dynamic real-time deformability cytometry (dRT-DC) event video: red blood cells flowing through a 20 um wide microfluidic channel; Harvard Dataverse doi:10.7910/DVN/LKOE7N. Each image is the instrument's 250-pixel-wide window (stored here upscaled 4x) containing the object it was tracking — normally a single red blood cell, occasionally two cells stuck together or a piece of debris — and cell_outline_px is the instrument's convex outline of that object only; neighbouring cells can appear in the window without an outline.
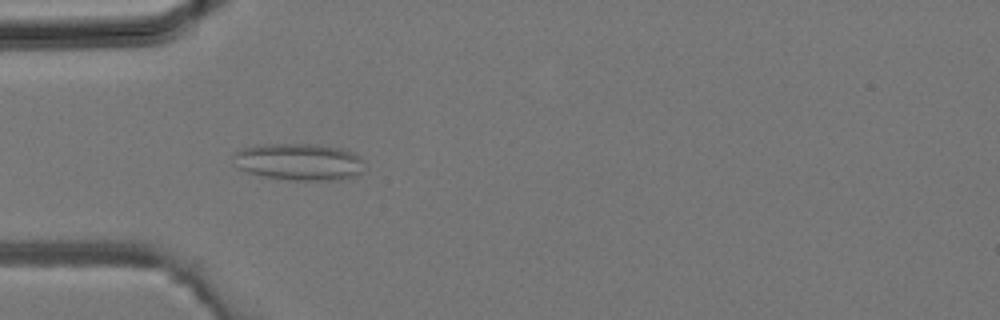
{"species": "common noctule bat (a hibernating species)", "species_latin": "Nyctalus noctula", "temperature_condition": "room temperature", "stored_images_in_passage": 20, "camera_frame_rate_fps": 3000, "um_per_image_px": 0.085, "animal": {"sex": "male", "body_mass_g": 19.2, "forearm_length_mm": 51.8}, "frame": {"image": 1, "passage_image": 1, "time_ms": 0.0, "image_size_px": [1000, 320], "cell_outline_px": [[360, 172], [352, 176], [336, 180], [288, 180], [264, 176], [248, 172], [240, 168], [232, 156], [232, 152], [240, 148], [256, 144], [316, 144], [340, 148], [356, 152], [360, 156]], "centroid_in_image_um": [25.35, 13.73], "position_along_channel_um": 59.7, "area_um2": 28.15}}
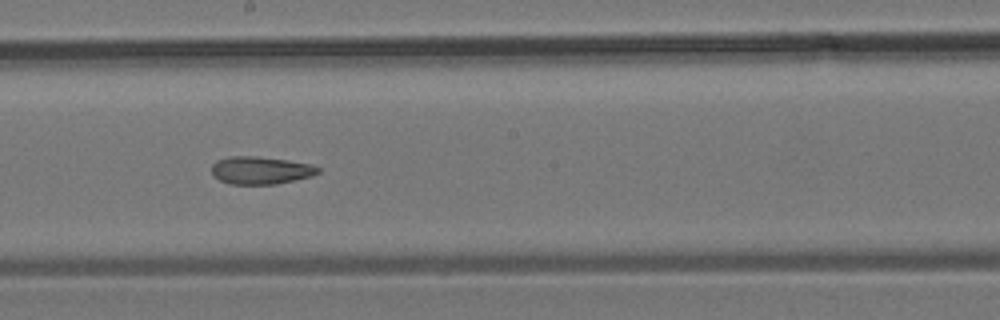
{"frame": {"image": 2, "passage_image": 10, "time_ms": 3.0, "image_size_px": [1000, 320], "cell_outline_px": [[320, 172], [312, 176], [276, 184], [232, 184], [220, 180], [212, 176], [212, 164], [216, 160], [228, 156], [256, 156], [288, 160], [312, 164], [320, 168]], "centroid_in_image_um": [22.15, 14.47], "position_along_channel_um": 226.1, "area_um2": 17.28}}
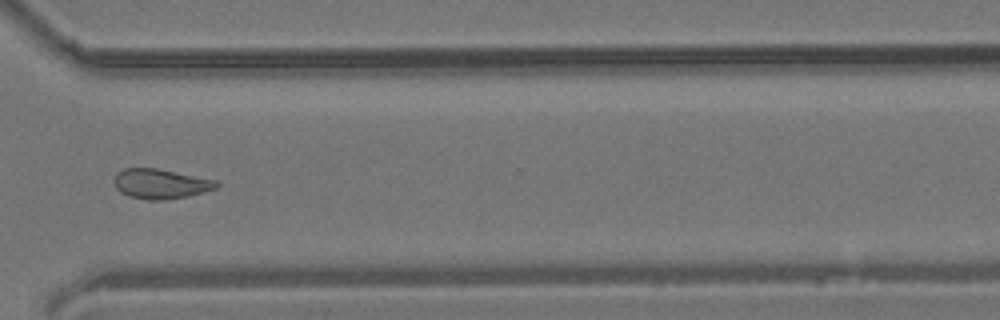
{"frame": {"image": 3, "passage_image": 17, "time_ms": 5.333, "image_size_px": [1000, 320], "cell_outline_px": [[220, 184], [216, 188], [204, 192], [188, 196], [168, 200], [148, 200], [128, 196], [120, 192], [116, 188], [116, 172], [124, 168], [156, 168], [216, 180]], "centroid_in_image_um": [13.66, 15.63], "position_along_channel_um": 356.9, "area_um2": 17.74}}